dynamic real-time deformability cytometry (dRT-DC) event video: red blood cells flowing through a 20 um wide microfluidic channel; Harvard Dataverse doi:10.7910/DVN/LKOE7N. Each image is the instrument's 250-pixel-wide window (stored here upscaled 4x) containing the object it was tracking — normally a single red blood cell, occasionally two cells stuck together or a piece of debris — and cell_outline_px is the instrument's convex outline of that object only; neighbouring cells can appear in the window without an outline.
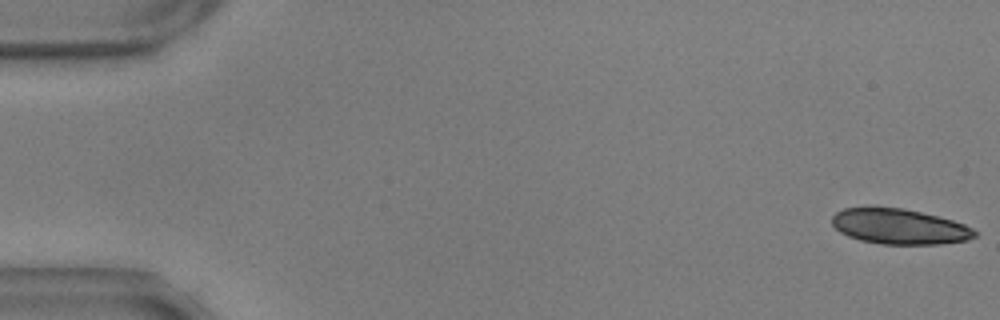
{"species": "common noctule bat (a hibernating species)", "species_latin": "Nyctalus noctula", "temperature_condition": "warm", "stored_images_in_passage": 34, "camera_frame_rate_fps": 3000, "um_per_image_px": 0.085, "animal": {"sex": "male", "body_mass_g": 17.9, "forearm_length_mm": 54.2}, "frame": {"image": 1, "passage_image": 1, "time_ms": 0.0, "image_size_px": [1000, 320], "cell_outline_px": [[976, 236], [968, 240], [940, 244], [884, 244], [860, 240], [848, 236], [840, 232], [832, 224], [832, 216], [836, 212], [844, 208], [904, 208], [952, 220], [964, 224], [972, 228], [976, 232]], "centroid_in_image_um": [76.45, 19.26], "position_along_channel_um": 8.5, "area_um2": 29.07}}
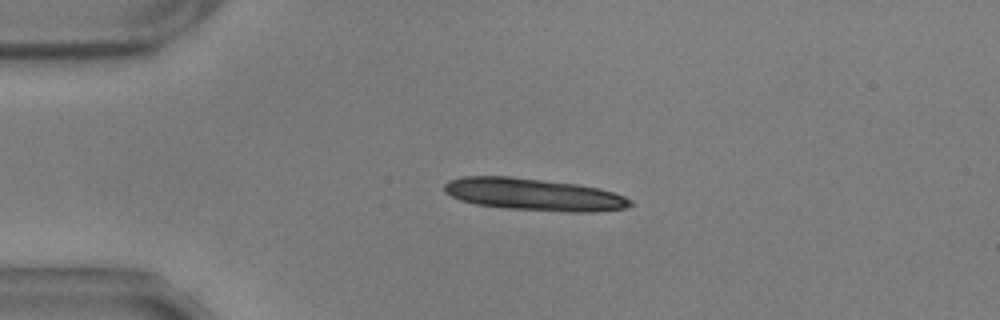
{"frame": {"image": 2, "passage_image": 13, "time_ms": 4.0, "image_size_px": [1000, 320], "cell_outline_px": [[636, 204], [628, 208], [592, 212], [568, 212], [504, 208], [476, 204], [460, 200], [444, 192], [444, 184], [448, 180], [464, 176], [512, 176], [576, 184], [600, 188], [624, 196], [632, 200]], "centroid_in_image_um": [45.4, 16.53], "position_along_channel_um": 39.6, "area_um2": 35.14}}
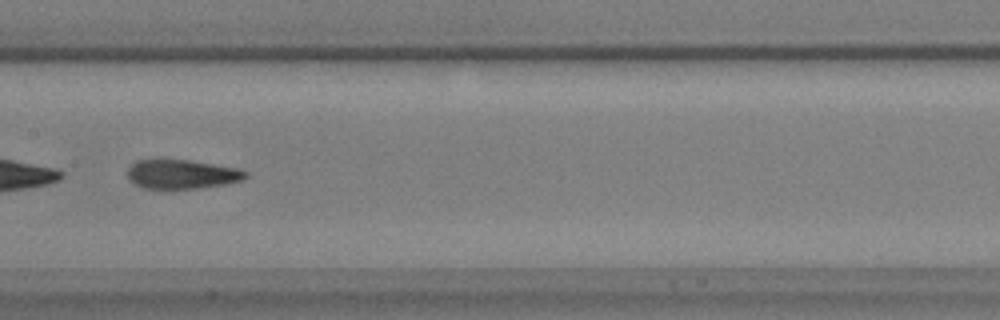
{"frame": {"image": 3, "passage_image": 29, "time_ms": 9.333, "image_size_px": [1000, 320], "cell_outline_px": [[248, 176], [244, 180], [224, 184], [196, 188], [144, 188], [128, 180], [128, 168], [136, 160], [156, 156], [164, 156], [240, 168], [248, 172]], "centroid_in_image_um": [15.42, 14.74], "position_along_channel_um": 192.0, "area_um2": 20.87}}